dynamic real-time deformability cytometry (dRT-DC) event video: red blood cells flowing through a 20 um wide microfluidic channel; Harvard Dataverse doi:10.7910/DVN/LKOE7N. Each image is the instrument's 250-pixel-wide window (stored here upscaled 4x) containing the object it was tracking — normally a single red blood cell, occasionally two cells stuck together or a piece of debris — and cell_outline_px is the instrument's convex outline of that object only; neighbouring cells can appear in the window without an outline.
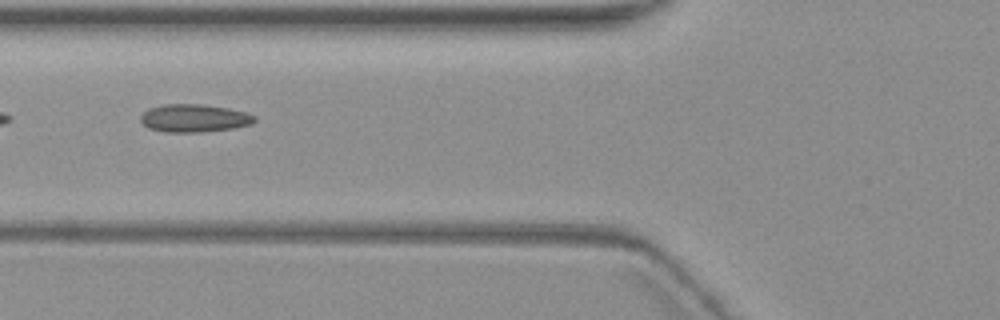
{"species": "common noctule bat (a hibernating species)", "species_latin": "Nyctalus noctula", "temperature_condition": "warm", "stored_images_in_passage": 7, "camera_frame_rate_fps": 3000, "um_per_image_px": 0.085, "animal": {"sex": "female", "body_mass_g": 19.3, "forearm_length_mm": 54.1}, "frame": {"image": 1, "passage_image": 6, "time_ms": 7.0, "image_size_px": [1000, 320], "cell_outline_px": [[256, 120], [252, 124], [232, 128], [200, 132], [164, 132], [148, 128], [140, 120], [140, 116], [148, 108], [164, 104], [200, 104], [228, 108], [248, 112], [256, 116]], "centroid_in_image_um": [16.51, 10.04], "position_along_channel_um": 109.3, "area_um2": 18.61}}
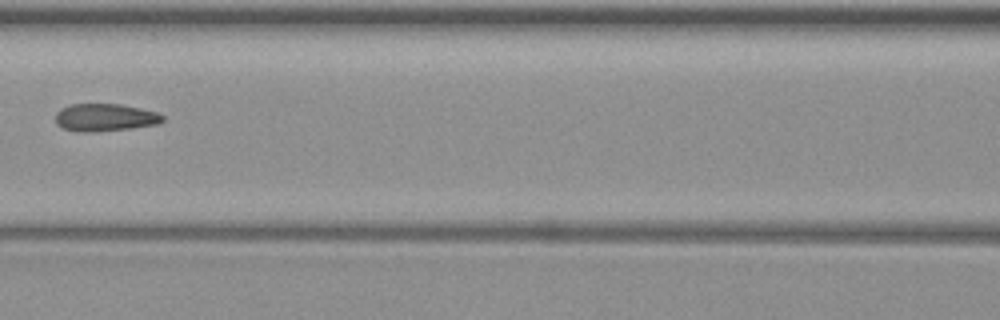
{"frame": {"image": 2, "passage_image": 7, "time_ms": 8.333, "image_size_px": [1000, 320], "cell_outline_px": [[164, 120], [160, 124], [132, 128], [92, 132], [76, 132], [64, 128], [56, 124], [56, 112], [60, 108], [72, 104], [120, 104], [140, 108], [156, 112], [164, 116]], "centroid_in_image_um": [8.93, 9.99], "position_along_channel_um": 157.7, "area_um2": 17.34}}